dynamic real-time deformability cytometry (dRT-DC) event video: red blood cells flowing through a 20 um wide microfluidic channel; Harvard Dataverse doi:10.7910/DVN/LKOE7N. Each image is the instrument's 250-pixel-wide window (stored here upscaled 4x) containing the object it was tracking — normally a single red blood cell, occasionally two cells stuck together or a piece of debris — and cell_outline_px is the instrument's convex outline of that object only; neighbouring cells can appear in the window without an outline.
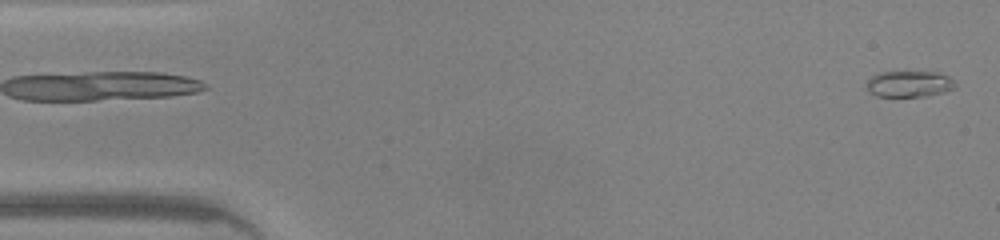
{"species": "common noctule bat (a hibernating species)", "species_latin": "Nyctalus noctula", "temperature_condition": "warm", "stored_images_in_passage": 12, "camera_frame_rate_fps": 3000, "um_per_image_px": 0.085, "animal": {"sex": "male", "body_mass_g": 20.0, "forearm_length_mm": 53.3}, "frame": {"image": 1, "passage_image": 1, "time_ms": 0.0, "image_size_px": [1000, 240], "cell_outline_px": [[956, 88], [944, 92], [924, 96], [876, 96], [868, 92], [868, 80], [872, 76], [880, 72], [940, 72], [948, 76], [956, 84]], "centroid_in_image_um": [77.31, 7.13], "position_along_channel_um": 7.7, "area_um2": 13.47}}
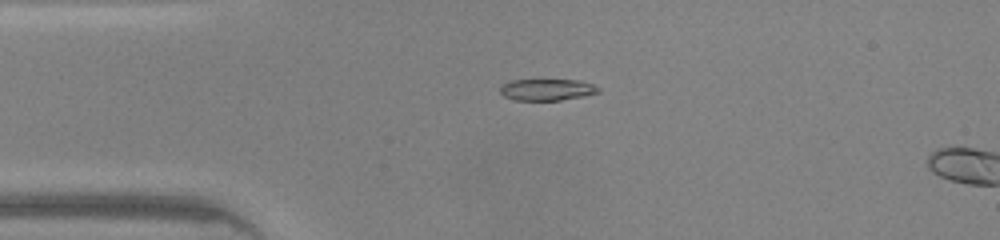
{"frame": {"image": 2, "passage_image": 10, "time_ms": 3.0, "image_size_px": [1000, 240], "cell_outline_px": [[600, 92], [584, 96], [560, 100], [512, 100], [504, 96], [500, 92], [500, 88], [504, 84], [512, 80], [576, 80], [592, 84], [600, 88]], "centroid_in_image_um": [46.5, 7.63], "position_along_channel_um": 38.5, "area_um2": 12.25}}